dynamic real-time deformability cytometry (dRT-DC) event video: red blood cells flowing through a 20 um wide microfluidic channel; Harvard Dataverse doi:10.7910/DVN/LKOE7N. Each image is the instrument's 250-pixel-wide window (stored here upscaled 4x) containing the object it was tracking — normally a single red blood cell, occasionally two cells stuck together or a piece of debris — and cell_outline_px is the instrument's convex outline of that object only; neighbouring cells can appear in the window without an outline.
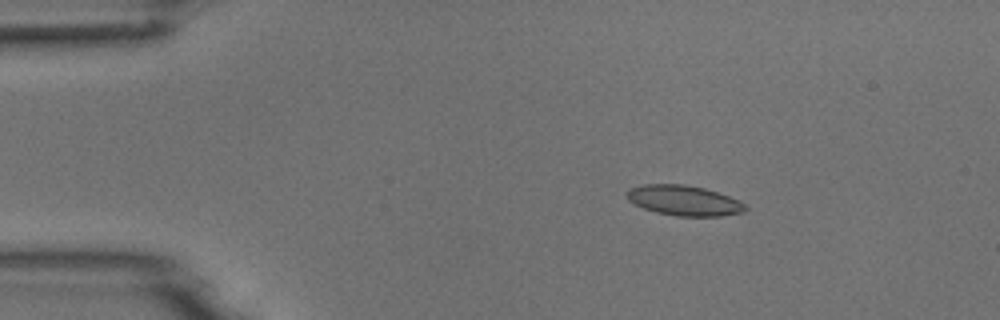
{"species": "common noctule bat (a hibernating species)", "species_latin": "Nyctalus noctula", "temperature_condition": "room temperature", "stored_images_in_passage": 5, "camera_frame_rate_fps": 3000, "um_per_image_px": 0.085, "animal": {"sex": "male", "body_mass_g": 18.8}, "frame": {"image": 1, "passage_image": 3, "time_ms": 2.333, "image_size_px": [1000, 320], "cell_outline_px": [[748, 208], [744, 212], [720, 216], [676, 216], [656, 212], [644, 208], [628, 200], [628, 188], [644, 184], [684, 184], [704, 188], [740, 200]], "centroid_in_image_um": [58.16, 17.04], "position_along_channel_um": 26.8, "area_um2": 20.75}}
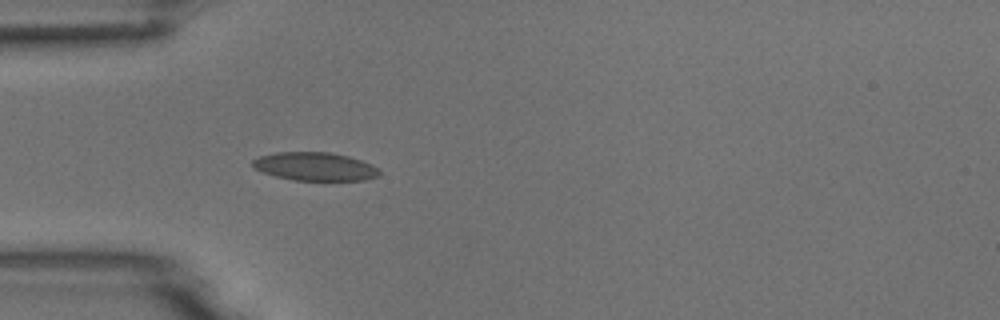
{"frame": {"image": 2, "passage_image": 5, "time_ms": 4.667, "image_size_px": [1000, 320], "cell_outline_px": [[380, 176], [364, 180], [292, 180], [276, 176], [252, 168], [252, 160], [260, 156], [276, 152], [328, 152], [348, 156], [372, 164], [380, 168]], "centroid_in_image_um": [26.79, 14.15], "position_along_channel_um": 58.2, "area_um2": 20.98}}